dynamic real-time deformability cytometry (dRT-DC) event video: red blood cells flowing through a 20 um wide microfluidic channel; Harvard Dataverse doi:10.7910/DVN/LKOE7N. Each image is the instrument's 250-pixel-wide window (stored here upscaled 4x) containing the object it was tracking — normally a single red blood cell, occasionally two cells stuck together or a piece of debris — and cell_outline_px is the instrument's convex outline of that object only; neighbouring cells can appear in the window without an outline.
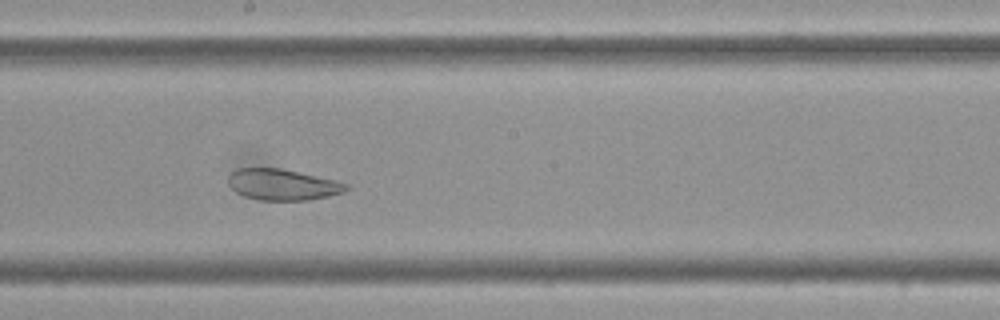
{"species": "Egyptian fruit bat (a non-hibernating species)", "species_latin": "Rousettus aegyptiacus", "temperature_condition": "cold", "stored_images_in_passage": 54, "camera_frame_rate_fps": 3000, "um_per_image_px": 0.085, "frame": {"image": 1, "passage_image": 27, "time_ms": 8.667, "image_size_px": [1000, 320], "cell_outline_px": [[348, 188], [344, 192], [328, 196], [308, 200], [260, 200], [244, 196], [236, 192], [228, 184], [228, 176], [232, 172], [240, 168], [280, 168], [336, 180], [348, 184]], "centroid_in_image_um": [24.02, 15.69], "position_along_channel_um": 224.2, "area_um2": 21.27}}
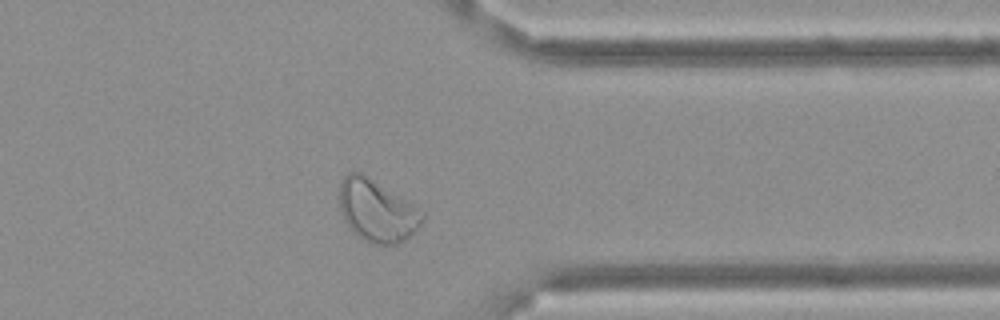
{"frame": {"image": 2, "passage_image": 41, "time_ms": 13.333, "image_size_px": [1000, 320], "cell_outline_px": [[424, 220], [420, 228], [404, 240], [396, 244], [372, 244], [356, 236], [352, 232], [344, 220], [340, 208], [340, 184], [344, 176], [352, 172], [360, 172], [412, 204], [424, 212]], "centroid_in_image_um": [32.04, 17.95], "position_along_channel_um": 379.4, "area_um2": 29.71}}
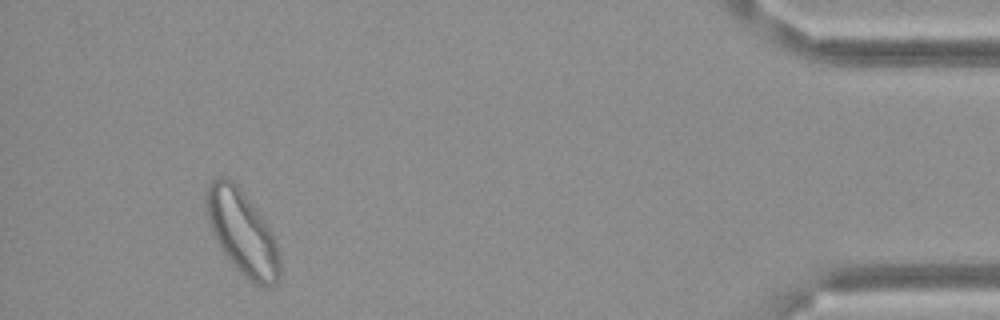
{"frame": {"image": 3, "passage_image": 49, "time_ms": 16.0, "image_size_px": [1000, 320], "cell_outline_px": [[280, 280], [276, 284], [264, 288], [252, 284], [240, 272], [224, 252], [216, 240], [208, 220], [204, 196], [204, 192], [208, 184], [212, 180], [220, 176], [232, 180], [240, 188], [264, 220], [276, 244], [280, 260]], "centroid_in_image_um": [20.58, 19.78], "position_along_channel_um": 414.6, "area_um2": 35.84}, "authors_computed_cell_mechanics": {"area_um2": 29.9982, "velocity_mm_per_s": 3.4384, "shape_relaxation_time_tau1_ms": null, "shape_relaxation_time_tau2_ms": 1.9557, "deformation_change_tau1": null, "deformation_change_tau2": 0.0779}}